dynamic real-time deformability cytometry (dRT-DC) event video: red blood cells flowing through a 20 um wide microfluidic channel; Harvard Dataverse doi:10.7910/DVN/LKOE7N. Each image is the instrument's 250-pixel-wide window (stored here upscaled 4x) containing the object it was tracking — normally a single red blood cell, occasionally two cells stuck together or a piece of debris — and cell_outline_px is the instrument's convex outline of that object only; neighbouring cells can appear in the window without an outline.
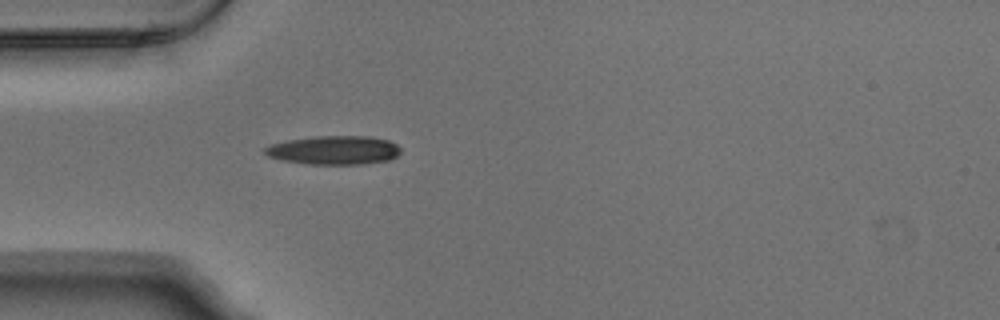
{"species": "Egyptian fruit bat (a non-hibernating species)", "species_latin": "Rousettus aegyptiacus", "temperature_condition": "warm", "stored_images_in_passage": 4, "camera_frame_rate_fps": 3000, "um_per_image_px": 0.085, "animal": {"sex": "male"}, "frame": {"image": 1, "passage_image": 4, "time_ms": 1.0, "image_size_px": [1000, 320], "cell_outline_px": [[400, 152], [396, 156], [388, 160], [364, 164], [308, 164], [284, 160], [268, 156], [264, 152], [264, 148], [272, 144], [288, 140], [316, 136], [368, 136], [388, 140], [396, 144], [400, 148]], "centroid_in_image_um": [28.41, 12.76], "position_along_channel_um": 56.6, "area_um2": 22.6}}